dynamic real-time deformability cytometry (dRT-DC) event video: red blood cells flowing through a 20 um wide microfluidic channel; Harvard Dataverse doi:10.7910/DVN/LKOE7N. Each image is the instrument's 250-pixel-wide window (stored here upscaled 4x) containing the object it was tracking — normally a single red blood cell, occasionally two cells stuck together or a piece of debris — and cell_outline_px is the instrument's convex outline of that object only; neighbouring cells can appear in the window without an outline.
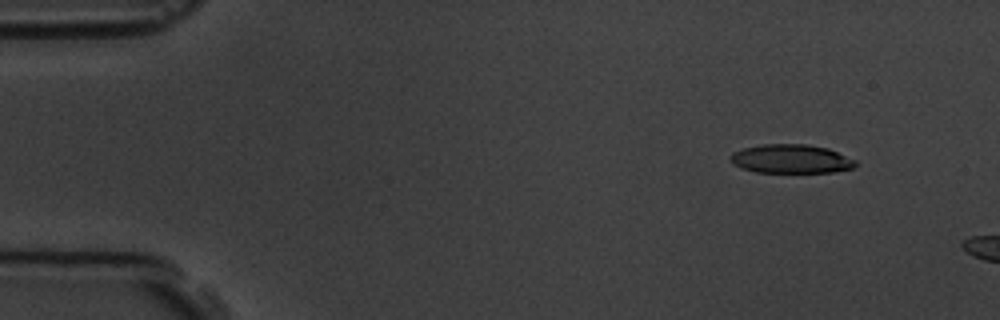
{"species": "common noctule bat (a hibernating species)", "species_latin": "Nyctalus noctula", "temperature_condition": "room temperature", "stored_images_in_passage": 4, "camera_frame_rate_fps": 3000, "um_per_image_px": 0.085, "animal": {"sex": "male", "body_mass_g": 19.5, "forearm_length_mm": 54.6}, "frame": {"image": 1, "passage_image": 2, "time_ms": 1.333, "image_size_px": [1000, 320], "cell_outline_px": [[856, 168], [832, 172], [756, 172], [740, 168], [732, 164], [728, 160], [728, 156], [732, 152], [744, 148], [764, 144], [804, 144], [828, 148], [856, 160]], "centroid_in_image_um": [67.2, 13.51], "position_along_channel_um": 17.8, "area_um2": 21.21}}